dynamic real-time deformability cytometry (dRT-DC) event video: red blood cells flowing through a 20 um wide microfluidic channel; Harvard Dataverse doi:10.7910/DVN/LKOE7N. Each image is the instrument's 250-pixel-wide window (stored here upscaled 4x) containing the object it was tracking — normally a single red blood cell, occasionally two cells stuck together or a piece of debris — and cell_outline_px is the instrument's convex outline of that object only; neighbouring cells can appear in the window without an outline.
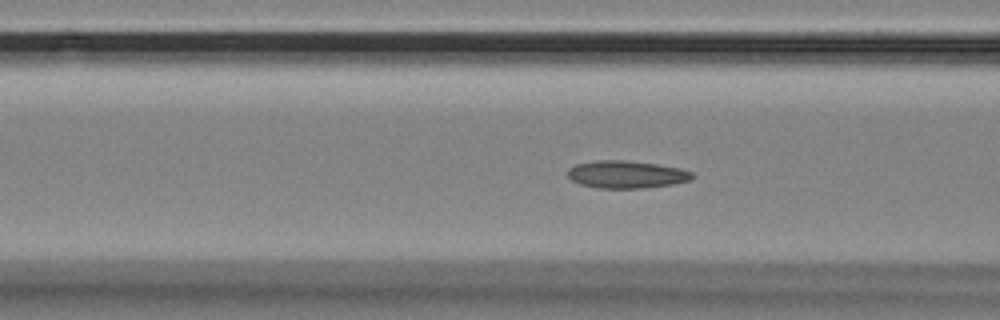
{"species": "Egyptian fruit bat (a non-hibernating species)", "species_latin": "Rousettus aegyptiacus", "temperature_condition": "room temperature", "stored_images_in_passage": 57, "segment_of_instrument_passage": [1, 2], "camera_frame_rate_fps": 3000, "um_per_image_px": 0.085, "animal": {"sex": "female"}, "frame": {"image": 1, "passage_image": 21, "time_ms": 6.667, "image_size_px": [1000, 320], "cell_outline_px": [[696, 176], [692, 180], [676, 184], [644, 188], [600, 188], [580, 184], [572, 180], [568, 176], [568, 168], [576, 164], [596, 160], [624, 160], [656, 164], [680, 168], [692, 172]], "centroid_in_image_um": [53.29, 14.83], "position_along_channel_um": 113.3, "area_um2": 20.11}}
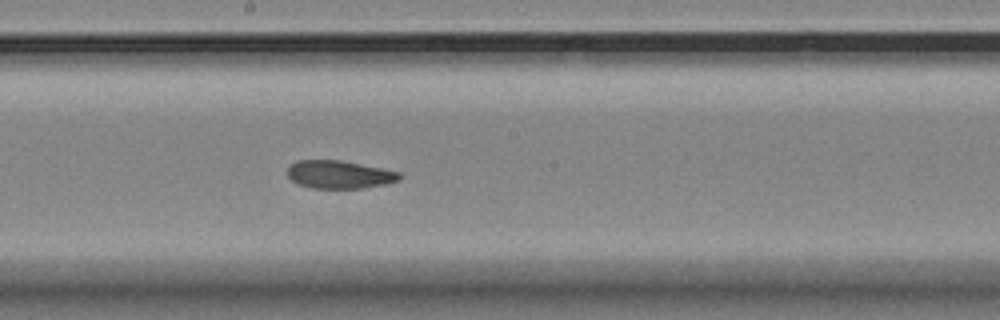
{"frame": {"image": 2, "passage_image": 30, "time_ms": 9.667, "image_size_px": [1000, 320], "cell_outline_px": [[400, 180], [384, 184], [364, 188], [312, 188], [300, 184], [292, 180], [288, 176], [288, 164], [296, 160], [340, 160], [400, 172]], "centroid_in_image_um": [28.81, 14.83], "position_along_channel_um": 219.4, "area_um2": 18.15}}
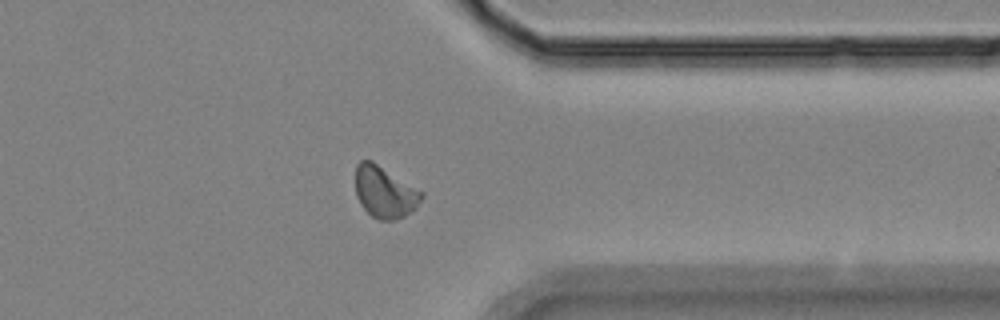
{"frame": {"image": 3, "passage_image": 44, "time_ms": 14.333, "image_size_px": [1000, 320], "cell_outline_px": [[424, 196], [416, 208], [404, 216], [396, 220], [380, 220], [372, 216], [360, 204], [356, 196], [356, 164], [360, 160], [372, 160], [424, 192]], "centroid_in_image_um": [32.71, 16.32], "position_along_channel_um": 378.7, "area_um2": 20.0}}